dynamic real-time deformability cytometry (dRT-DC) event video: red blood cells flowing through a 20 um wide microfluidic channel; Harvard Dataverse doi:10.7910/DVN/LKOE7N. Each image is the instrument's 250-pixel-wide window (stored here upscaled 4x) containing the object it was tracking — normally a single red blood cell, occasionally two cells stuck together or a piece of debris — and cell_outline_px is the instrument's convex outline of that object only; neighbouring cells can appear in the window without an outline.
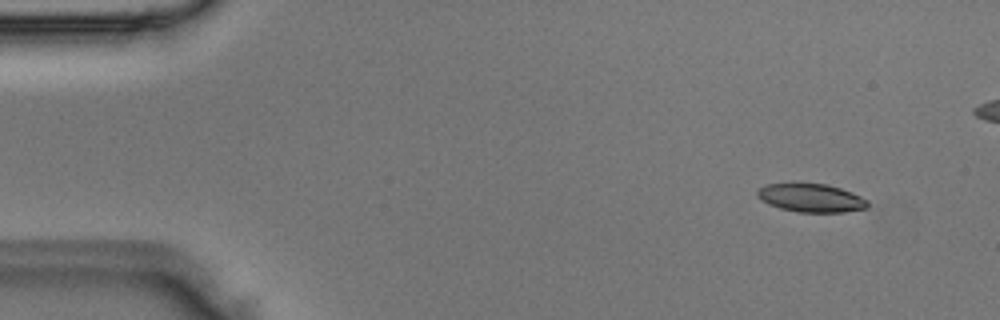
{"species": "Egyptian fruit bat (a non-hibernating species)", "species_latin": "Rousettus aegyptiacus", "temperature_condition": "room temperature", "stored_images_in_passage": 4, "camera_frame_rate_fps": 3000, "um_per_image_px": 0.085, "animal": {"sex": "male"}, "frame": {"image": 1, "passage_image": 1, "time_ms": 0.0, "image_size_px": [1000, 320], "cell_outline_px": [[868, 208], [844, 212], [796, 212], [780, 208], [768, 204], [760, 200], [756, 196], [756, 192], [760, 188], [768, 184], [800, 180], [828, 184], [852, 192], [868, 200]], "centroid_in_image_um": [68.9, 16.78], "position_along_channel_um": 16.1, "area_um2": 19.07}}